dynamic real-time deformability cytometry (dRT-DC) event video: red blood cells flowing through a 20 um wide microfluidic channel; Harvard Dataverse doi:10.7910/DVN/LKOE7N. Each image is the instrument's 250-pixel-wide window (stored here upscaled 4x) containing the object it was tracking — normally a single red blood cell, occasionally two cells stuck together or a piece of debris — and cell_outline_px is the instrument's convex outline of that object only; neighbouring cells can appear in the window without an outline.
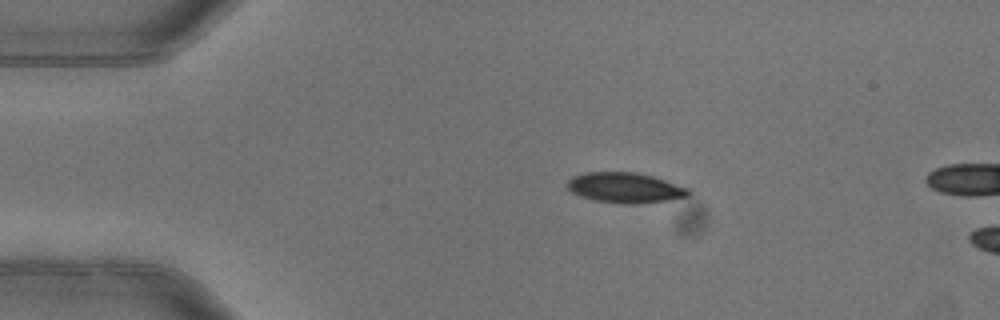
{"species": "common noctule bat (a hibernating species)", "species_latin": "Nyctalus noctula", "temperature_condition": "warm", "stored_images_in_passage": 3, "camera_frame_rate_fps": 3000, "um_per_image_px": 0.085, "animal": {"sex": "female"}, "frame": {"image": 1, "passage_image": 1, "time_ms": 0.0, "image_size_px": [1000, 320], "cell_outline_px": [[692, 192], [688, 196], [668, 200], [636, 204], [620, 204], [596, 200], [580, 196], [572, 192], [568, 188], [568, 180], [572, 176], [588, 172], [636, 172], [652, 176], [688, 188]], "centroid_in_image_um": [53.13, 15.96], "position_along_channel_um": 31.9, "area_um2": 21.27}}